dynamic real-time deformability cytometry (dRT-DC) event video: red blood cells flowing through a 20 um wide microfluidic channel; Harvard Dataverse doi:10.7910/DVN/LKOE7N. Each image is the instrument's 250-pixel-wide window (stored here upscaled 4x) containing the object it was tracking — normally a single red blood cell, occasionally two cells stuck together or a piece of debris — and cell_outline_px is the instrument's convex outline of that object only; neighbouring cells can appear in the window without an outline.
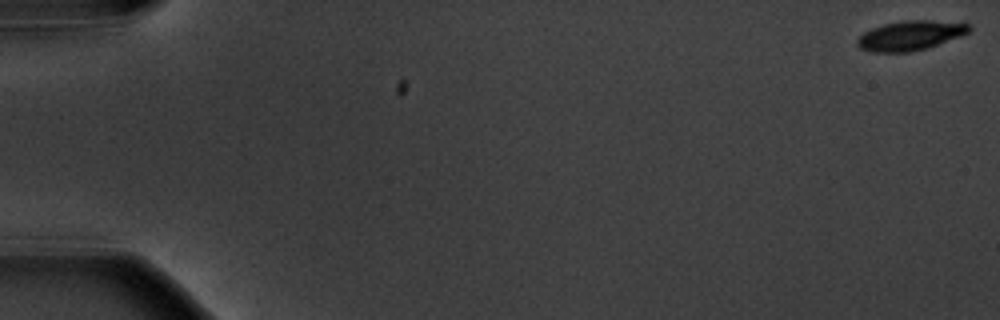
{"species": "common noctule bat (a hibernating species)", "species_latin": "Nyctalus noctula", "temperature_condition": "warm", "stored_images_in_passage": 57, "camera_frame_rate_fps": 3000, "um_per_image_px": 0.085, "animal": {"sex": "male", "body_mass_g": 20.1, "forearm_length_mm": 53.5}, "frame": {"image": 1, "passage_image": 1, "time_ms": 0.0, "image_size_px": [1000, 320], "cell_outline_px": [[972, 28], [968, 32], [960, 36], [928, 48], [912, 52], [872, 52], [860, 48], [856, 44], [856, 40], [864, 32], [872, 28], [884, 24], [904, 20], [964, 20], [972, 24]], "centroid_in_image_um": [77.47, 2.99], "position_along_channel_um": 7.5, "area_um2": 19.83}}
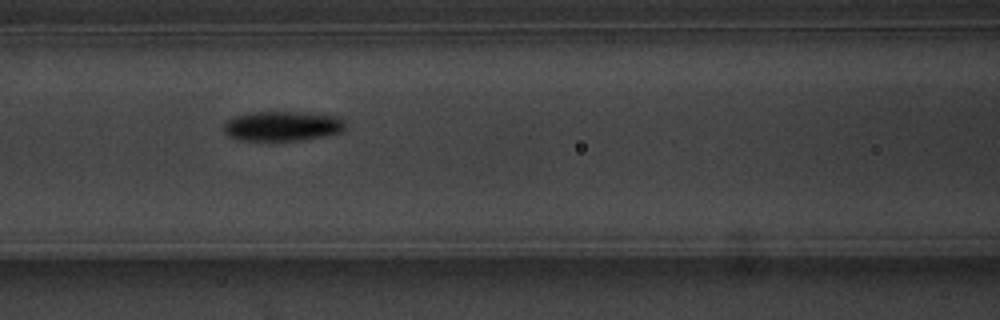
{"frame": {"image": 2, "passage_image": 26, "time_ms": 8.333, "image_size_px": [1000, 320], "cell_outline_px": [[344, 128], [340, 132], [324, 136], [300, 140], [236, 140], [228, 136], [224, 132], [224, 124], [228, 120], [236, 116], [252, 112], [308, 112], [336, 116], [344, 120]], "centroid_in_image_um": [23.99, 10.71], "position_along_channel_um": 142.6, "area_um2": 21.04}}
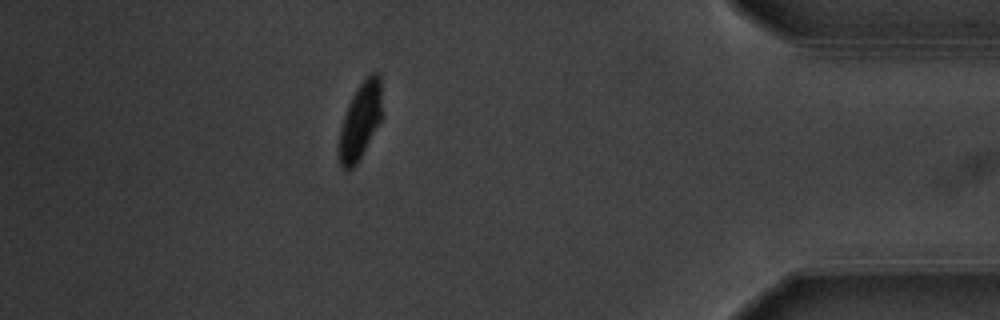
{"frame": {"image": 3, "passage_image": 51, "time_ms": 16.667, "image_size_px": [1000, 320], "cell_outline_px": [[380, 120], [356, 164], [352, 168], [340, 168], [336, 148], [340, 128], [348, 104], [356, 88], [372, 72], [376, 72], [380, 76]], "centroid_in_image_um": [30.54, 10.32], "position_along_channel_um": 404.7, "area_um2": 18.84}, "authors_computed_cell_mechanics": {"area_um2": 20.23, "velocity_mm_per_s": 3.6041, "shape_relaxation_time_tau1_ms": 2.245, "shape_relaxation_time_tau2_ms": 6.1488, "deformation_change_tau1": 0.1464, "deformation_change_tau2": 0.0857}}